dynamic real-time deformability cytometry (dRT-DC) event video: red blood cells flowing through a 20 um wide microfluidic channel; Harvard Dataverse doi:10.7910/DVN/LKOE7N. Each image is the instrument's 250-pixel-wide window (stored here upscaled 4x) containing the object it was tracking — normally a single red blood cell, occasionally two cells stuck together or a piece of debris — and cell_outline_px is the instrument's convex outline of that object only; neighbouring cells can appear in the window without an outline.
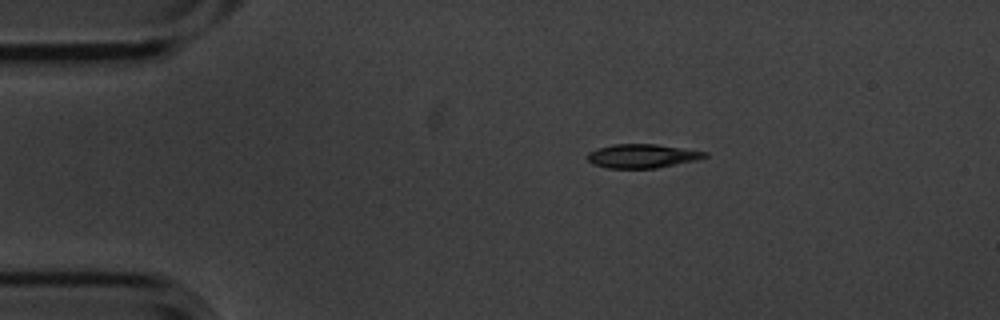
{"species": "common noctule bat (a hibernating species)", "species_latin": "Nyctalus noctula", "temperature_condition": "cold", "stored_images_in_passage": 2, "camera_frame_rate_fps": 3000, "um_per_image_px": 0.085, "animal": {"sex": "male", "body_mass_g": 20.1, "forearm_length_mm": 53.5}, "frame": {"image": 1, "passage_image": 1, "time_ms": 0.0, "image_size_px": [1000, 320], "cell_outline_px": [[708, 156], [696, 160], [656, 168], [608, 168], [592, 164], [588, 160], [588, 152], [612, 144], [656, 144], [708, 152]], "centroid_in_image_um": [54.59, 13.26], "position_along_channel_um": 30.4, "area_um2": 16.18}}